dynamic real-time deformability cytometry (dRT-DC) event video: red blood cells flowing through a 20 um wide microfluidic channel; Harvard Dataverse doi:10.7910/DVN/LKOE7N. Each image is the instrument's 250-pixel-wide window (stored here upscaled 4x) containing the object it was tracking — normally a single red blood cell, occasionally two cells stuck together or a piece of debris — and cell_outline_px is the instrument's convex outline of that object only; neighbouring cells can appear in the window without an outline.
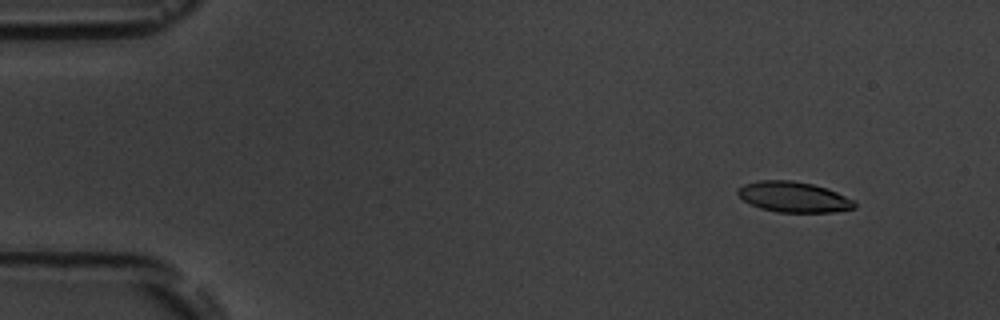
{"species": "common noctule bat (a hibernating species)", "species_latin": "Nyctalus noctula", "temperature_condition": "room temperature", "stored_images_in_passage": 5, "camera_frame_rate_fps": 3000, "um_per_image_px": 0.085, "animal": {"sex": "male", "body_mass_g": 19.5, "forearm_length_mm": 54.6}, "frame": {"image": 1, "passage_image": 2, "time_ms": 1.0, "image_size_px": [1000, 320], "cell_outline_px": [[856, 208], [832, 212], [776, 212], [760, 208], [744, 200], [736, 192], [744, 184], [760, 180], [792, 180], [812, 184], [828, 188], [856, 200]], "centroid_in_image_um": [67.51, 16.74], "position_along_channel_um": 17.5, "area_um2": 20.81}}
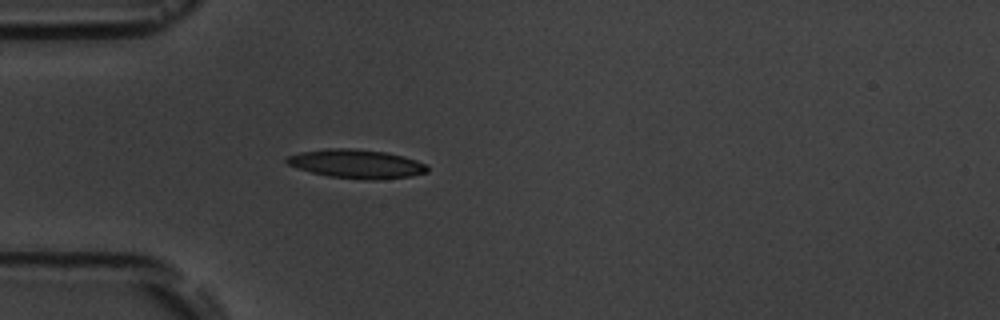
{"frame": {"image": 2, "passage_image": 5, "time_ms": 4.667, "image_size_px": [1000, 320], "cell_outline_px": [[428, 172], [412, 176], [376, 180], [368, 180], [328, 176], [296, 168], [288, 164], [284, 160], [284, 156], [300, 152], [328, 148], [352, 148], [388, 152], [404, 156], [428, 164]], "centroid_in_image_um": [30.31, 13.92], "position_along_channel_um": 54.7, "area_um2": 23.93}}